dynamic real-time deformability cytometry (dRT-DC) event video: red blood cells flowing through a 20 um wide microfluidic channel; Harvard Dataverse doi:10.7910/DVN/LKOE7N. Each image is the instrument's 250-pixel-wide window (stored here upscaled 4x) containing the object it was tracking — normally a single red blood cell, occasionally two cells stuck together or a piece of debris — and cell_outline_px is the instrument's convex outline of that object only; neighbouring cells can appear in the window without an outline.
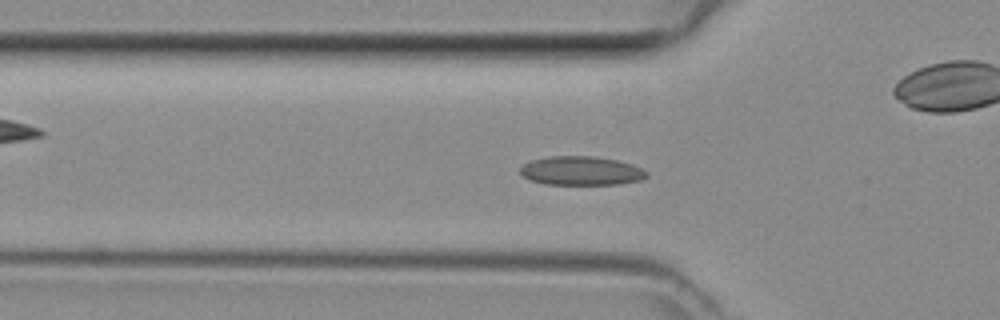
{"species": "common noctule bat (a hibernating species)", "species_latin": "Nyctalus noctula", "temperature_condition": "room temperature", "stored_images_in_passage": 48, "camera_frame_rate_fps": 3000, "um_per_image_px": 0.085, "animal": {"sex": "female", "body_mass_g": 29.2, "forearm_length_mm": 56.3}, "frame": {"image": 1, "passage_image": 15, "time_ms": 4.667, "image_size_px": [1000, 320], "cell_outline_px": [[648, 176], [640, 180], [620, 184], [544, 184], [532, 180], [524, 176], [520, 172], [520, 168], [524, 164], [532, 160], [548, 156], [592, 156], [616, 160], [632, 164], [648, 172]], "centroid_in_image_um": [49.41, 14.51], "position_along_channel_um": 76.4, "area_um2": 21.15}}
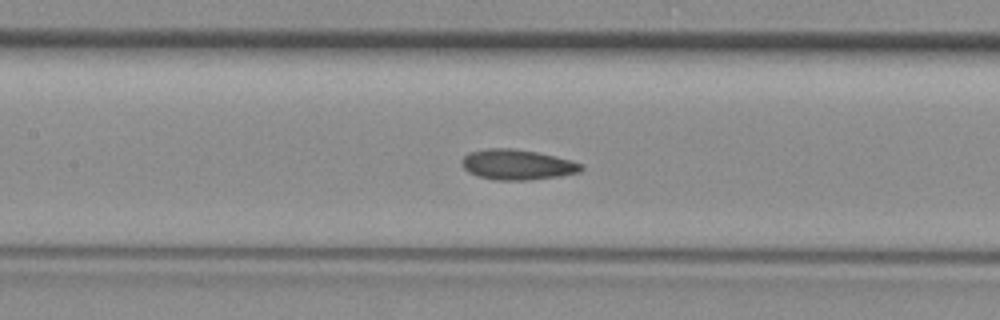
{"frame": {"image": 2, "passage_image": 21, "time_ms": 6.667, "image_size_px": [1000, 320], "cell_outline_px": [[584, 168], [580, 172], [560, 176], [528, 180], [492, 180], [476, 176], [468, 172], [460, 164], [460, 160], [468, 152], [488, 148], [512, 148], [536, 152], [572, 160], [584, 164]], "centroid_in_image_um": [43.94, 14.0], "position_along_channel_um": 163.5, "area_um2": 21.39}}
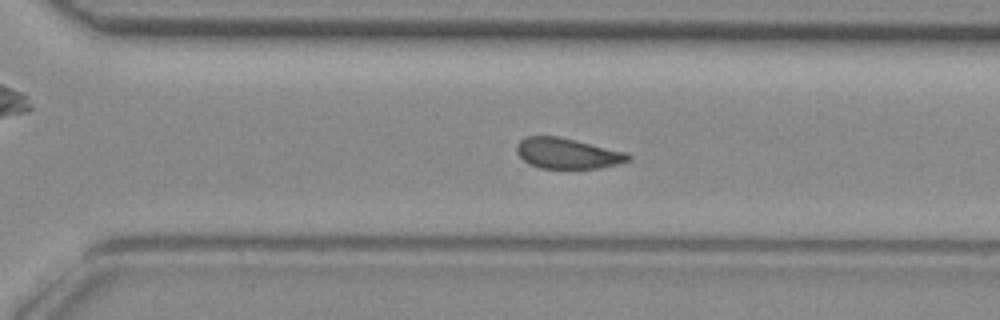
{"frame": {"image": 3, "passage_image": 32, "time_ms": 10.333, "image_size_px": [1000, 320], "cell_outline_px": [[632, 160], [600, 168], [540, 168], [528, 164], [516, 152], [516, 144], [520, 140], [528, 136], [556, 136], [624, 152], [632, 156]], "centroid_in_image_um": [48.19, 13.05], "position_along_channel_um": 322.4, "area_um2": 19.59}}